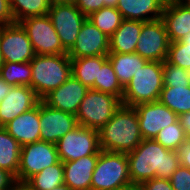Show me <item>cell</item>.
Segmentation results:
<instances>
[{
  "mask_svg": "<svg viewBox=\"0 0 190 190\" xmlns=\"http://www.w3.org/2000/svg\"><path fill=\"white\" fill-rule=\"evenodd\" d=\"M107 59L118 77L120 84L125 87L134 74L145 66L148 60L135 53H109Z\"/></svg>",
  "mask_w": 190,
  "mask_h": 190,
  "instance_id": "603a6c76",
  "label": "cell"
},
{
  "mask_svg": "<svg viewBox=\"0 0 190 190\" xmlns=\"http://www.w3.org/2000/svg\"><path fill=\"white\" fill-rule=\"evenodd\" d=\"M121 105L122 101L118 97L89 89L75 115L78 125L99 131Z\"/></svg>",
  "mask_w": 190,
  "mask_h": 190,
  "instance_id": "8992f818",
  "label": "cell"
},
{
  "mask_svg": "<svg viewBox=\"0 0 190 190\" xmlns=\"http://www.w3.org/2000/svg\"><path fill=\"white\" fill-rule=\"evenodd\" d=\"M89 88L71 76L61 86L47 94L42 101L51 108L76 115Z\"/></svg>",
  "mask_w": 190,
  "mask_h": 190,
  "instance_id": "2e32d148",
  "label": "cell"
},
{
  "mask_svg": "<svg viewBox=\"0 0 190 190\" xmlns=\"http://www.w3.org/2000/svg\"><path fill=\"white\" fill-rule=\"evenodd\" d=\"M119 0H103L105 7H117Z\"/></svg>",
  "mask_w": 190,
  "mask_h": 190,
  "instance_id": "ee69618b",
  "label": "cell"
},
{
  "mask_svg": "<svg viewBox=\"0 0 190 190\" xmlns=\"http://www.w3.org/2000/svg\"><path fill=\"white\" fill-rule=\"evenodd\" d=\"M181 127L184 129L185 135L190 138V111L179 116Z\"/></svg>",
  "mask_w": 190,
  "mask_h": 190,
  "instance_id": "60d3db41",
  "label": "cell"
},
{
  "mask_svg": "<svg viewBox=\"0 0 190 190\" xmlns=\"http://www.w3.org/2000/svg\"><path fill=\"white\" fill-rule=\"evenodd\" d=\"M0 49L4 62H30L36 55L27 32L16 22L0 27Z\"/></svg>",
  "mask_w": 190,
  "mask_h": 190,
  "instance_id": "7c38bea8",
  "label": "cell"
},
{
  "mask_svg": "<svg viewBox=\"0 0 190 190\" xmlns=\"http://www.w3.org/2000/svg\"><path fill=\"white\" fill-rule=\"evenodd\" d=\"M111 190H139V188H138L137 185L128 184V185H124V186L114 188V189H111Z\"/></svg>",
  "mask_w": 190,
  "mask_h": 190,
  "instance_id": "7bdbcfd3",
  "label": "cell"
},
{
  "mask_svg": "<svg viewBox=\"0 0 190 190\" xmlns=\"http://www.w3.org/2000/svg\"><path fill=\"white\" fill-rule=\"evenodd\" d=\"M164 87L184 86L190 87V70L163 62Z\"/></svg>",
  "mask_w": 190,
  "mask_h": 190,
  "instance_id": "836d02e7",
  "label": "cell"
},
{
  "mask_svg": "<svg viewBox=\"0 0 190 190\" xmlns=\"http://www.w3.org/2000/svg\"><path fill=\"white\" fill-rule=\"evenodd\" d=\"M143 139H155L161 129L174 124L179 116L159 101L135 105Z\"/></svg>",
  "mask_w": 190,
  "mask_h": 190,
  "instance_id": "4fadbf2b",
  "label": "cell"
},
{
  "mask_svg": "<svg viewBox=\"0 0 190 190\" xmlns=\"http://www.w3.org/2000/svg\"><path fill=\"white\" fill-rule=\"evenodd\" d=\"M12 86L7 84L0 76V102L6 97L10 92Z\"/></svg>",
  "mask_w": 190,
  "mask_h": 190,
  "instance_id": "b9f144b4",
  "label": "cell"
},
{
  "mask_svg": "<svg viewBox=\"0 0 190 190\" xmlns=\"http://www.w3.org/2000/svg\"><path fill=\"white\" fill-rule=\"evenodd\" d=\"M3 128L21 146L40 141L39 103L8 122Z\"/></svg>",
  "mask_w": 190,
  "mask_h": 190,
  "instance_id": "ac0fdd59",
  "label": "cell"
},
{
  "mask_svg": "<svg viewBox=\"0 0 190 190\" xmlns=\"http://www.w3.org/2000/svg\"><path fill=\"white\" fill-rule=\"evenodd\" d=\"M63 173V162L59 161L30 177L24 185L29 190H51L64 184Z\"/></svg>",
  "mask_w": 190,
  "mask_h": 190,
  "instance_id": "484cf974",
  "label": "cell"
},
{
  "mask_svg": "<svg viewBox=\"0 0 190 190\" xmlns=\"http://www.w3.org/2000/svg\"><path fill=\"white\" fill-rule=\"evenodd\" d=\"M98 133L101 150L108 152L128 153L143 140L136 109L123 104Z\"/></svg>",
  "mask_w": 190,
  "mask_h": 190,
  "instance_id": "7a4b0ae2",
  "label": "cell"
},
{
  "mask_svg": "<svg viewBox=\"0 0 190 190\" xmlns=\"http://www.w3.org/2000/svg\"><path fill=\"white\" fill-rule=\"evenodd\" d=\"M169 181L174 190H190V169L180 166Z\"/></svg>",
  "mask_w": 190,
  "mask_h": 190,
  "instance_id": "e575fe53",
  "label": "cell"
},
{
  "mask_svg": "<svg viewBox=\"0 0 190 190\" xmlns=\"http://www.w3.org/2000/svg\"><path fill=\"white\" fill-rule=\"evenodd\" d=\"M180 165L190 169V138H188L177 150Z\"/></svg>",
  "mask_w": 190,
  "mask_h": 190,
  "instance_id": "f35d334b",
  "label": "cell"
},
{
  "mask_svg": "<svg viewBox=\"0 0 190 190\" xmlns=\"http://www.w3.org/2000/svg\"><path fill=\"white\" fill-rule=\"evenodd\" d=\"M90 89L114 95L122 101L124 87L120 84L109 60L99 69L98 81H95Z\"/></svg>",
  "mask_w": 190,
  "mask_h": 190,
  "instance_id": "4dcf8cb0",
  "label": "cell"
},
{
  "mask_svg": "<svg viewBox=\"0 0 190 190\" xmlns=\"http://www.w3.org/2000/svg\"><path fill=\"white\" fill-rule=\"evenodd\" d=\"M131 184L126 153L103 151L92 174L91 190H111Z\"/></svg>",
  "mask_w": 190,
  "mask_h": 190,
  "instance_id": "5b68a950",
  "label": "cell"
},
{
  "mask_svg": "<svg viewBox=\"0 0 190 190\" xmlns=\"http://www.w3.org/2000/svg\"><path fill=\"white\" fill-rule=\"evenodd\" d=\"M15 182L16 179L11 173L0 168V190L10 188Z\"/></svg>",
  "mask_w": 190,
  "mask_h": 190,
  "instance_id": "ab89813d",
  "label": "cell"
},
{
  "mask_svg": "<svg viewBox=\"0 0 190 190\" xmlns=\"http://www.w3.org/2000/svg\"><path fill=\"white\" fill-rule=\"evenodd\" d=\"M51 190H72V189L69 186H67L66 184H62V185L55 187Z\"/></svg>",
  "mask_w": 190,
  "mask_h": 190,
  "instance_id": "bcb514c9",
  "label": "cell"
},
{
  "mask_svg": "<svg viewBox=\"0 0 190 190\" xmlns=\"http://www.w3.org/2000/svg\"><path fill=\"white\" fill-rule=\"evenodd\" d=\"M19 23L27 32L35 54H67L48 15L28 17Z\"/></svg>",
  "mask_w": 190,
  "mask_h": 190,
  "instance_id": "30bf717a",
  "label": "cell"
},
{
  "mask_svg": "<svg viewBox=\"0 0 190 190\" xmlns=\"http://www.w3.org/2000/svg\"><path fill=\"white\" fill-rule=\"evenodd\" d=\"M170 41L163 20L143 22L135 52L148 61L164 62Z\"/></svg>",
  "mask_w": 190,
  "mask_h": 190,
  "instance_id": "8fae6325",
  "label": "cell"
},
{
  "mask_svg": "<svg viewBox=\"0 0 190 190\" xmlns=\"http://www.w3.org/2000/svg\"><path fill=\"white\" fill-rule=\"evenodd\" d=\"M107 60V55L73 58L72 76L90 89L98 81L99 69Z\"/></svg>",
  "mask_w": 190,
  "mask_h": 190,
  "instance_id": "cb8c5ba5",
  "label": "cell"
},
{
  "mask_svg": "<svg viewBox=\"0 0 190 190\" xmlns=\"http://www.w3.org/2000/svg\"><path fill=\"white\" fill-rule=\"evenodd\" d=\"M1 190H14V184L10 188H5V189H1Z\"/></svg>",
  "mask_w": 190,
  "mask_h": 190,
  "instance_id": "681fc988",
  "label": "cell"
},
{
  "mask_svg": "<svg viewBox=\"0 0 190 190\" xmlns=\"http://www.w3.org/2000/svg\"><path fill=\"white\" fill-rule=\"evenodd\" d=\"M87 19L108 37L116 31L124 20L120 11L115 7H103L91 13Z\"/></svg>",
  "mask_w": 190,
  "mask_h": 190,
  "instance_id": "f546056e",
  "label": "cell"
},
{
  "mask_svg": "<svg viewBox=\"0 0 190 190\" xmlns=\"http://www.w3.org/2000/svg\"><path fill=\"white\" fill-rule=\"evenodd\" d=\"M40 99L29 86H12L0 102V127H3L23 112L34 108Z\"/></svg>",
  "mask_w": 190,
  "mask_h": 190,
  "instance_id": "e0dca14e",
  "label": "cell"
},
{
  "mask_svg": "<svg viewBox=\"0 0 190 190\" xmlns=\"http://www.w3.org/2000/svg\"><path fill=\"white\" fill-rule=\"evenodd\" d=\"M61 1L75 3L77 0H61Z\"/></svg>",
  "mask_w": 190,
  "mask_h": 190,
  "instance_id": "f907efd6",
  "label": "cell"
},
{
  "mask_svg": "<svg viewBox=\"0 0 190 190\" xmlns=\"http://www.w3.org/2000/svg\"><path fill=\"white\" fill-rule=\"evenodd\" d=\"M56 147L63 163L101 152L98 131L81 125L59 139Z\"/></svg>",
  "mask_w": 190,
  "mask_h": 190,
  "instance_id": "ba28073f",
  "label": "cell"
},
{
  "mask_svg": "<svg viewBox=\"0 0 190 190\" xmlns=\"http://www.w3.org/2000/svg\"><path fill=\"white\" fill-rule=\"evenodd\" d=\"M143 22L124 19L109 37V53H135Z\"/></svg>",
  "mask_w": 190,
  "mask_h": 190,
  "instance_id": "7402d4cb",
  "label": "cell"
},
{
  "mask_svg": "<svg viewBox=\"0 0 190 190\" xmlns=\"http://www.w3.org/2000/svg\"><path fill=\"white\" fill-rule=\"evenodd\" d=\"M70 59L109 54V37L86 19L73 47L67 52Z\"/></svg>",
  "mask_w": 190,
  "mask_h": 190,
  "instance_id": "9a60e30c",
  "label": "cell"
},
{
  "mask_svg": "<svg viewBox=\"0 0 190 190\" xmlns=\"http://www.w3.org/2000/svg\"><path fill=\"white\" fill-rule=\"evenodd\" d=\"M0 76L11 86L31 87L32 68L30 62H4L0 69Z\"/></svg>",
  "mask_w": 190,
  "mask_h": 190,
  "instance_id": "f1b7e54d",
  "label": "cell"
},
{
  "mask_svg": "<svg viewBox=\"0 0 190 190\" xmlns=\"http://www.w3.org/2000/svg\"><path fill=\"white\" fill-rule=\"evenodd\" d=\"M187 139L178 119L174 124L161 129L154 140L168 150L177 151Z\"/></svg>",
  "mask_w": 190,
  "mask_h": 190,
  "instance_id": "d6a6232c",
  "label": "cell"
},
{
  "mask_svg": "<svg viewBox=\"0 0 190 190\" xmlns=\"http://www.w3.org/2000/svg\"><path fill=\"white\" fill-rule=\"evenodd\" d=\"M99 154L64 162V184L72 190H91V179Z\"/></svg>",
  "mask_w": 190,
  "mask_h": 190,
  "instance_id": "ffe728a7",
  "label": "cell"
},
{
  "mask_svg": "<svg viewBox=\"0 0 190 190\" xmlns=\"http://www.w3.org/2000/svg\"><path fill=\"white\" fill-rule=\"evenodd\" d=\"M158 101L178 116L187 113L190 111V87H163Z\"/></svg>",
  "mask_w": 190,
  "mask_h": 190,
  "instance_id": "4316f807",
  "label": "cell"
},
{
  "mask_svg": "<svg viewBox=\"0 0 190 190\" xmlns=\"http://www.w3.org/2000/svg\"><path fill=\"white\" fill-rule=\"evenodd\" d=\"M164 87L163 62L148 61L123 89L122 104L135 106L156 102Z\"/></svg>",
  "mask_w": 190,
  "mask_h": 190,
  "instance_id": "277c9868",
  "label": "cell"
},
{
  "mask_svg": "<svg viewBox=\"0 0 190 190\" xmlns=\"http://www.w3.org/2000/svg\"><path fill=\"white\" fill-rule=\"evenodd\" d=\"M15 23L10 0H0V27Z\"/></svg>",
  "mask_w": 190,
  "mask_h": 190,
  "instance_id": "74e56055",
  "label": "cell"
},
{
  "mask_svg": "<svg viewBox=\"0 0 190 190\" xmlns=\"http://www.w3.org/2000/svg\"><path fill=\"white\" fill-rule=\"evenodd\" d=\"M126 154L131 184L137 186L155 177L169 179L181 166L177 151L168 150L153 139H143Z\"/></svg>",
  "mask_w": 190,
  "mask_h": 190,
  "instance_id": "6da1fadb",
  "label": "cell"
},
{
  "mask_svg": "<svg viewBox=\"0 0 190 190\" xmlns=\"http://www.w3.org/2000/svg\"><path fill=\"white\" fill-rule=\"evenodd\" d=\"M40 141L56 144L59 139L78 126L76 116L39 101Z\"/></svg>",
  "mask_w": 190,
  "mask_h": 190,
  "instance_id": "5bb4252c",
  "label": "cell"
},
{
  "mask_svg": "<svg viewBox=\"0 0 190 190\" xmlns=\"http://www.w3.org/2000/svg\"><path fill=\"white\" fill-rule=\"evenodd\" d=\"M53 0H10L14 21L19 23L25 18L45 16Z\"/></svg>",
  "mask_w": 190,
  "mask_h": 190,
  "instance_id": "83f0119b",
  "label": "cell"
},
{
  "mask_svg": "<svg viewBox=\"0 0 190 190\" xmlns=\"http://www.w3.org/2000/svg\"><path fill=\"white\" fill-rule=\"evenodd\" d=\"M166 61L182 69L190 70V32L179 41L170 42Z\"/></svg>",
  "mask_w": 190,
  "mask_h": 190,
  "instance_id": "1f68e13d",
  "label": "cell"
},
{
  "mask_svg": "<svg viewBox=\"0 0 190 190\" xmlns=\"http://www.w3.org/2000/svg\"><path fill=\"white\" fill-rule=\"evenodd\" d=\"M4 65V59H3V56H2V53H1V49H0V69L1 67Z\"/></svg>",
  "mask_w": 190,
  "mask_h": 190,
  "instance_id": "7dc6e473",
  "label": "cell"
},
{
  "mask_svg": "<svg viewBox=\"0 0 190 190\" xmlns=\"http://www.w3.org/2000/svg\"><path fill=\"white\" fill-rule=\"evenodd\" d=\"M48 16L56 30L63 48L68 52L74 45L87 17L71 2L53 0Z\"/></svg>",
  "mask_w": 190,
  "mask_h": 190,
  "instance_id": "52a82bcc",
  "label": "cell"
},
{
  "mask_svg": "<svg viewBox=\"0 0 190 190\" xmlns=\"http://www.w3.org/2000/svg\"><path fill=\"white\" fill-rule=\"evenodd\" d=\"M21 145L3 128L0 127V168L18 174Z\"/></svg>",
  "mask_w": 190,
  "mask_h": 190,
  "instance_id": "d4e9b609",
  "label": "cell"
},
{
  "mask_svg": "<svg viewBox=\"0 0 190 190\" xmlns=\"http://www.w3.org/2000/svg\"><path fill=\"white\" fill-rule=\"evenodd\" d=\"M74 4L86 17L105 7L103 0H77Z\"/></svg>",
  "mask_w": 190,
  "mask_h": 190,
  "instance_id": "8d00e7d4",
  "label": "cell"
},
{
  "mask_svg": "<svg viewBox=\"0 0 190 190\" xmlns=\"http://www.w3.org/2000/svg\"><path fill=\"white\" fill-rule=\"evenodd\" d=\"M167 0H119L123 19L148 22L160 19Z\"/></svg>",
  "mask_w": 190,
  "mask_h": 190,
  "instance_id": "44dd1931",
  "label": "cell"
},
{
  "mask_svg": "<svg viewBox=\"0 0 190 190\" xmlns=\"http://www.w3.org/2000/svg\"><path fill=\"white\" fill-rule=\"evenodd\" d=\"M14 190H29L24 184H21L19 182L14 183Z\"/></svg>",
  "mask_w": 190,
  "mask_h": 190,
  "instance_id": "f6af8a7d",
  "label": "cell"
},
{
  "mask_svg": "<svg viewBox=\"0 0 190 190\" xmlns=\"http://www.w3.org/2000/svg\"><path fill=\"white\" fill-rule=\"evenodd\" d=\"M32 68L31 88L42 100L72 76L68 54L35 55L30 61Z\"/></svg>",
  "mask_w": 190,
  "mask_h": 190,
  "instance_id": "3957f363",
  "label": "cell"
},
{
  "mask_svg": "<svg viewBox=\"0 0 190 190\" xmlns=\"http://www.w3.org/2000/svg\"><path fill=\"white\" fill-rule=\"evenodd\" d=\"M56 144L37 141L21 147L17 182L24 184L30 177L59 162Z\"/></svg>",
  "mask_w": 190,
  "mask_h": 190,
  "instance_id": "9c48e42d",
  "label": "cell"
},
{
  "mask_svg": "<svg viewBox=\"0 0 190 190\" xmlns=\"http://www.w3.org/2000/svg\"><path fill=\"white\" fill-rule=\"evenodd\" d=\"M161 19L170 42L179 41L190 32V5L167 0Z\"/></svg>",
  "mask_w": 190,
  "mask_h": 190,
  "instance_id": "d6986e66",
  "label": "cell"
},
{
  "mask_svg": "<svg viewBox=\"0 0 190 190\" xmlns=\"http://www.w3.org/2000/svg\"><path fill=\"white\" fill-rule=\"evenodd\" d=\"M176 1H178V2H180V3H183V4H188V5H190V0H176Z\"/></svg>",
  "mask_w": 190,
  "mask_h": 190,
  "instance_id": "c3c4849f",
  "label": "cell"
},
{
  "mask_svg": "<svg viewBox=\"0 0 190 190\" xmlns=\"http://www.w3.org/2000/svg\"><path fill=\"white\" fill-rule=\"evenodd\" d=\"M138 188L139 190H174L169 179L158 177L142 182Z\"/></svg>",
  "mask_w": 190,
  "mask_h": 190,
  "instance_id": "d590c367",
  "label": "cell"
}]
</instances>
